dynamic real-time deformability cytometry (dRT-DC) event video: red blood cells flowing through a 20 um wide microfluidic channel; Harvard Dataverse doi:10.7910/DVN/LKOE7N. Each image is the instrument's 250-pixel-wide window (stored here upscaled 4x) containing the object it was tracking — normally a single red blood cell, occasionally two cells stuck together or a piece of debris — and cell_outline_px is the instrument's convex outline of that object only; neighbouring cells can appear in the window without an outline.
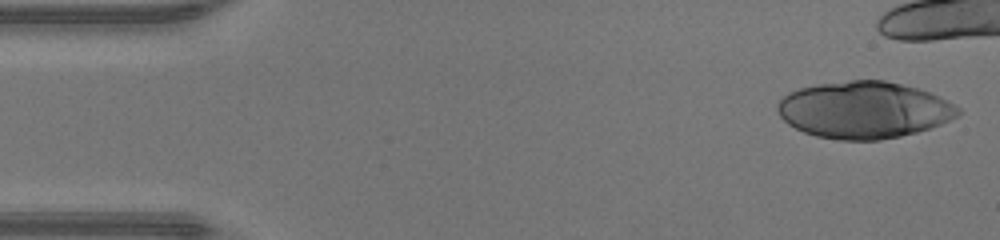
{"species": "human", "species_latin": "Homo sapiens", "temperature_condition": "warm", "stored_images_in_passage": 22, "camera_frame_rate_fps": 3000, "um_per_image_px": 0.085, "donor": {"sex": "male"}, "frame": {"image": 1, "passage_image": 1, "time_ms": 0.0, "image_size_px": [1000, 240], "cell_outline_px": [[960, 112], [956, 116], [940, 124], [916, 132], [900, 136], [880, 140], [840, 140], [816, 136], [804, 132], [788, 124], [780, 116], [776, 108], [776, 104], [788, 92], [800, 88], [816, 84], [852, 80], [884, 80], [916, 88], [928, 92], [948, 100], [960, 108]], "centroid_in_image_um": [73.41, 9.34], "position_along_channel_um": 11.6, "area_um2": 59.59}}